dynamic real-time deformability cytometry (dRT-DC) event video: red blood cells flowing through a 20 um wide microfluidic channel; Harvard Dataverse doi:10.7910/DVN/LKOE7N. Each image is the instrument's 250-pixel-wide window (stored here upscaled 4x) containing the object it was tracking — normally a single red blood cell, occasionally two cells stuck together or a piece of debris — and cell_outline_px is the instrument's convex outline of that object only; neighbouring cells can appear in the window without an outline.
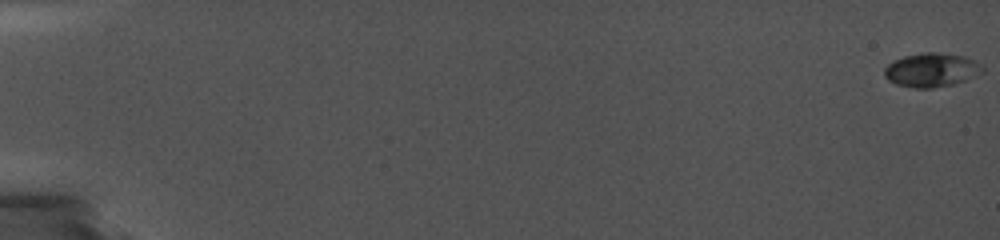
{"species": "common noctule bat (a hibernating species)", "species_latin": "Nyctalus noctula", "temperature_condition": "cold", "stored_images_in_passage": 53, "camera_frame_rate_fps": 5000, "um_per_image_px": 0.085, "animal": {"sex": "female", "body_mass_g": 19.0, "forearm_length_mm": 56.7}, "frame": {"image": 1, "passage_image": 1, "time_ms": 0.0, "image_size_px": [1000, 240], "cell_outline_px": [[984, 72], [964, 80], [952, 84], [932, 88], [912, 88], [896, 84], [888, 80], [884, 76], [884, 68], [888, 64], [904, 56], [924, 52], [936, 52], [964, 56], [980, 64], [984, 68]], "centroid_in_image_um": [79.16, 5.95], "position_along_channel_um": 5.8, "area_um2": 19.25}}
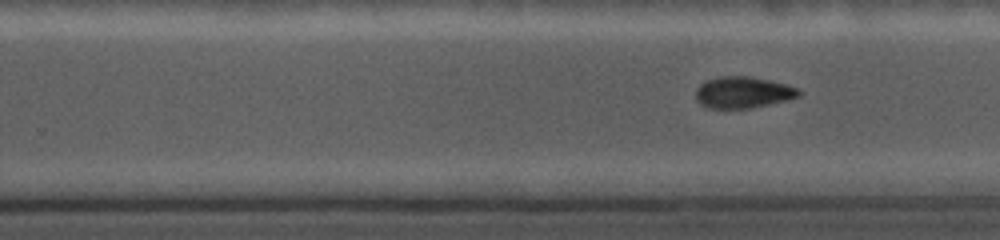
{"frame": {"image": 2, "passage_image": 42, "time_ms": 12.4, "image_size_px": [1000, 240], "cell_outline_px": [[804, 92], [800, 96], [788, 100], [748, 108], [708, 108], [700, 104], [696, 100], [696, 88], [704, 80], [724, 76], [748, 76], [768, 80], [800, 88]], "centroid_in_image_um": [63.16, 7.85], "position_along_channel_um": 266.6, "area_um2": 18.96}}
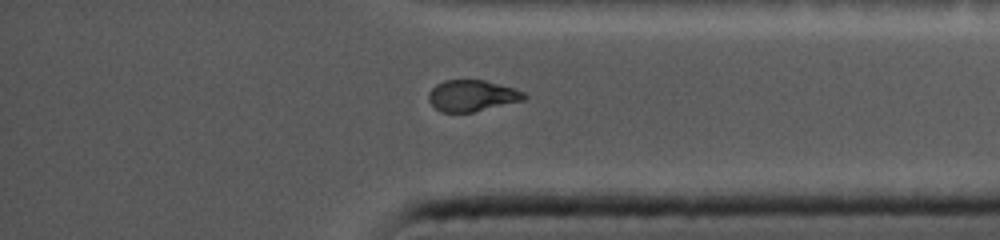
{"frame": {"image": 3, "passage_image": 53, "time_ms": 15.8, "image_size_px": [1000, 240], "cell_outline_px": [[528, 96], [524, 100], [472, 112], [440, 112], [428, 100], [428, 92], [436, 84], [444, 80], [484, 80], [512, 88], [524, 92]], "centroid_in_image_um": [40.1, 8.13], "position_along_channel_um": 395.1, "area_um2": 17.28}}